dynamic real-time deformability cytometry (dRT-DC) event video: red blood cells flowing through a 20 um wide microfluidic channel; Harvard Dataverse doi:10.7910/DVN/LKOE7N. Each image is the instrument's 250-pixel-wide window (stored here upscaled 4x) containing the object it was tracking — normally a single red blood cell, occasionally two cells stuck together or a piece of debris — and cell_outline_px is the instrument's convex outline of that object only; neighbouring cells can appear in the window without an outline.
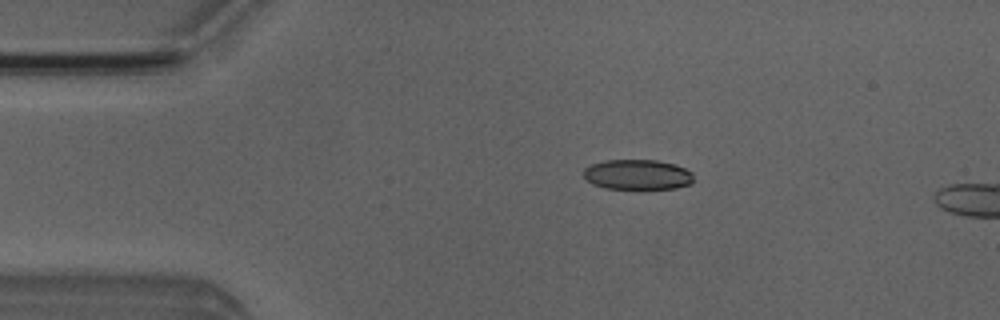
{"species": "Egyptian fruit bat (a non-hibernating species)", "species_latin": "Rousettus aegyptiacus", "temperature_condition": "room temperature", "stored_images_in_passage": 3, "camera_frame_rate_fps": 3000, "um_per_image_px": 0.085, "animal": {"sex": "male"}, "frame": {"image": 1, "passage_image": 1, "time_ms": 0.0, "image_size_px": [1000, 320], "cell_outline_px": [[692, 184], [676, 188], [604, 188], [592, 184], [584, 176], [584, 168], [592, 164], [604, 160], [656, 160], [676, 164], [692, 172]], "centroid_in_image_um": [54.19, 14.83], "position_along_channel_um": 30.8, "area_um2": 19.25}}